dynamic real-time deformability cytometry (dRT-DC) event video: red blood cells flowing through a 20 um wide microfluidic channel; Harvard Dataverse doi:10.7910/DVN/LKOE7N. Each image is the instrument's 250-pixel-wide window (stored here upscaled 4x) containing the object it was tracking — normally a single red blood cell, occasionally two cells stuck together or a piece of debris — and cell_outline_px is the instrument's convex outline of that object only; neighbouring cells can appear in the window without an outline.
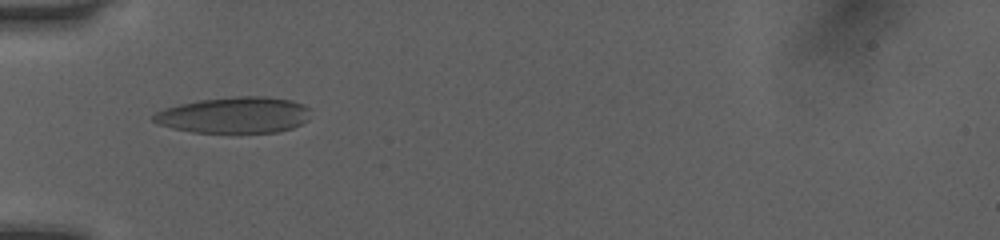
{"species": "human", "species_latin": "Homo sapiens", "temperature_condition": "room temperature", "stored_images_in_passage": 34, "camera_frame_rate_fps": 3000, "um_per_image_px": 0.085, "donor": {"sex": "female"}, "frame": {"image": 1, "passage_image": 1, "time_ms": 0.0, "image_size_px": [1000, 240], "cell_outline_px": [[312, 108], [308, 120], [292, 128], [276, 132], [240, 136], [192, 132], [172, 128], [156, 124], [152, 120], [152, 116], [156, 112], [164, 108], [180, 104], [200, 100], [236, 96], [268, 96], [292, 100], [304, 104]], "centroid_in_image_um": [19.95, 9.82], "position_along_channel_um": 65.1, "area_um2": 34.56}}
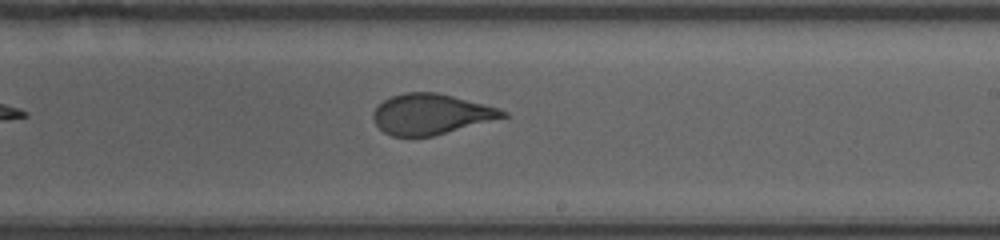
{"frame": {"image": 2, "passage_image": 15, "time_ms": 4.667, "image_size_px": [1000, 240], "cell_outline_px": [[508, 116], [432, 136], [392, 136], [384, 132], [376, 124], [372, 116], [376, 108], [384, 100], [392, 96], [404, 92], [436, 92], [452, 96], [496, 108], [508, 112]], "centroid_in_image_um": [36.59, 9.7], "position_along_channel_um": 252.4, "area_um2": 29.94}}
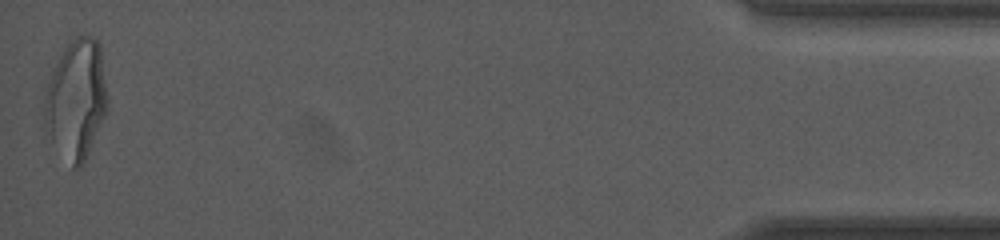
{"frame": {"image": 3, "passage_image": 34, "time_ms": 11.0, "image_size_px": [1000, 240], "cell_outline_px": [[108, 108], [84, 164], [80, 168], [72, 168], [44, 132], [44, 100], [52, 68], [68, 44], [76, 36], [84, 32], [92, 36], [100, 44], [108, 104]], "centroid_in_image_um": [6.47, 8.47], "position_along_channel_um": 428.7, "area_um2": 44.27}, "authors_computed_cell_mechanics": {"area_um2": 31.7611, "velocity_mm_per_s": 4.0782, "shape_relaxation_time_tau1_ms": 5.4256, "shape_relaxation_time_tau2_ms": 0.8183, "deformation_change_tau1": 0.182, "deformation_change_tau2": 0.0722}}